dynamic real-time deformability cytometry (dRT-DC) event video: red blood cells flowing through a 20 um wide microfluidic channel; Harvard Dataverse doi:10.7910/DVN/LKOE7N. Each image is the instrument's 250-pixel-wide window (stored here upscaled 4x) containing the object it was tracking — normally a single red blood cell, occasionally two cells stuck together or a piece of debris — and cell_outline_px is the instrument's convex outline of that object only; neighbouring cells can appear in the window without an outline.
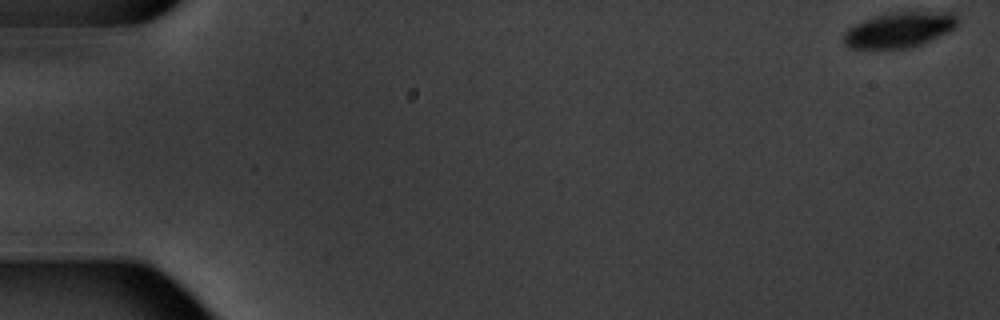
{"species": "common noctule bat (a hibernating species)", "species_latin": "Nyctalus noctula", "temperature_condition": "warm", "stored_images_in_passage": 4, "camera_frame_rate_fps": 3000, "um_per_image_px": 0.085, "animal": {"sex": "male", "body_mass_g": 20.1, "forearm_length_mm": 53.5}, "frame": {"image": 1, "passage_image": 1, "time_ms": 0.0, "image_size_px": [1000, 320], "cell_outline_px": [[956, 28], [948, 32], [920, 44], [908, 48], [852, 48], [844, 44], [844, 32], [848, 28], [872, 16], [892, 12], [956, 12]], "centroid_in_image_um": [76.44, 2.52], "position_along_channel_um": 8.6, "area_um2": 23.24}}